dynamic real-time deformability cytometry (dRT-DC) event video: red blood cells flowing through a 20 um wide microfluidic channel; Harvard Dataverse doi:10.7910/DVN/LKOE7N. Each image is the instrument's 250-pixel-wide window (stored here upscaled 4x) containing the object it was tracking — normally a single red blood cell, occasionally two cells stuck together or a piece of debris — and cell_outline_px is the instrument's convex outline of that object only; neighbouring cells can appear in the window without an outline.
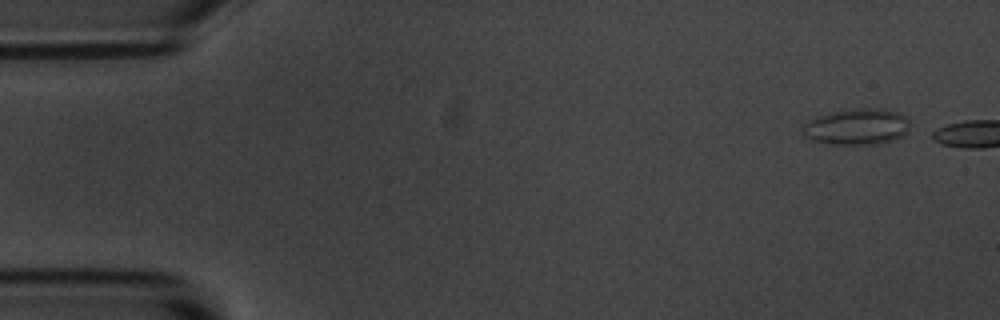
{"species": "common noctule bat (a hibernating species)", "species_latin": "Nyctalus noctula", "temperature_condition": "room temperature", "stored_images_in_passage": 2, "segment_of_instrument_passage": [1, 2], "camera_frame_rate_fps": 3000, "um_per_image_px": 0.085, "animal": {"sex": "male", "body_mass_g": 20.1, "forearm_length_mm": 53.5}, "frame": {"image": 1, "passage_image": 1, "time_ms": 0.0, "image_size_px": [1000, 320], "cell_outline_px": [[908, 132], [892, 140], [880, 144], [836, 144], [812, 140], [804, 136], [800, 132], [800, 128], [804, 124], [816, 116], [836, 112], [868, 108], [880, 108], [896, 112], [908, 116]], "centroid_in_image_um": [72.82, 10.78], "position_along_channel_um": 12.2, "area_um2": 22.37}}